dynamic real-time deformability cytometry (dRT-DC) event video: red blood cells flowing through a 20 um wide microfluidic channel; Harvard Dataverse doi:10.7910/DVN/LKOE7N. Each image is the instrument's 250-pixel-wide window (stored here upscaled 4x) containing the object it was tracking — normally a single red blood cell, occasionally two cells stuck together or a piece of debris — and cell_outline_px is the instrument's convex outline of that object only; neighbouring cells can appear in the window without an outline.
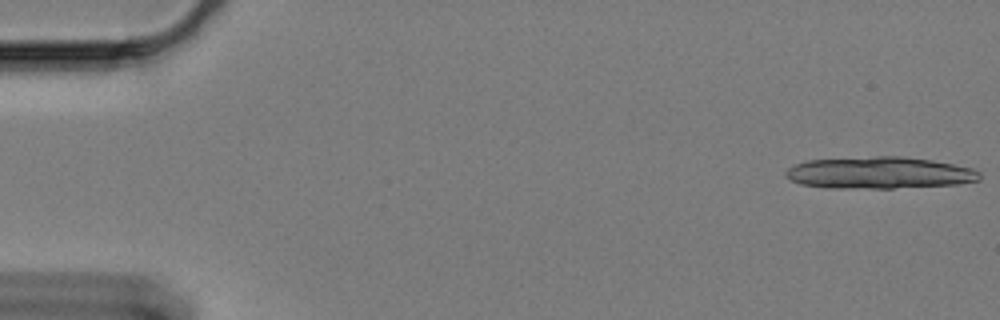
{"species": "Egyptian fruit bat (a non-hibernating species)", "species_latin": "Rousettus aegyptiacus", "temperature_condition": "cold", "stored_images_in_passage": 16, "camera_frame_rate_fps": 3000, "um_per_image_px": 0.085, "animal": {"sex": "female"}, "frame": {"image": 1, "passage_image": 1, "time_ms": 0.0, "image_size_px": [1000, 320], "cell_outline_px": [[980, 180], [956, 184], [892, 188], [824, 188], [800, 184], [792, 180], [784, 172], [788, 168], [796, 164], [808, 160], [876, 156], [900, 156], [932, 160], [972, 168], [980, 172]], "centroid_in_image_um": [74.74, 14.69], "position_along_channel_um": 10.3, "area_um2": 35.89}}